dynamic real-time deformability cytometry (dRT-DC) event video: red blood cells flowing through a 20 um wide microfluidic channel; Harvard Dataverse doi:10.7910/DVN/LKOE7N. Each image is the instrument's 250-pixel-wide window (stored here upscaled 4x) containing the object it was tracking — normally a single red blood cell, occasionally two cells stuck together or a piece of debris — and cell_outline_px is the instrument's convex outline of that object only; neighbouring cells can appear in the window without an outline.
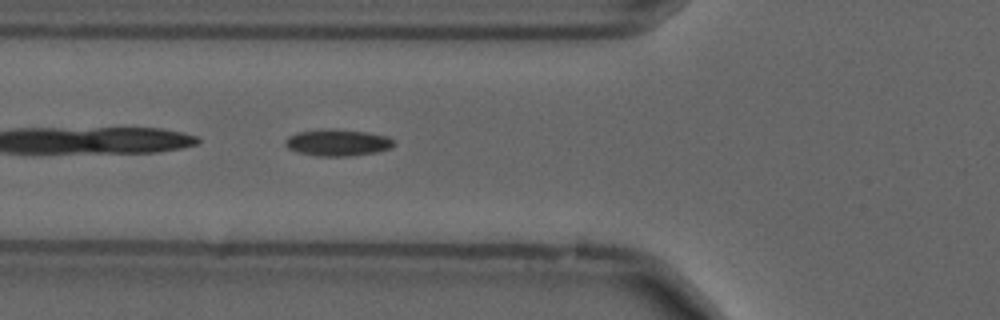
{"species": "common noctule bat (a hibernating species)", "species_latin": "Nyctalus noctula", "temperature_condition": "cold", "stored_images_in_passage": 17, "camera_frame_rate_fps": 3000, "um_per_image_px": 0.085, "animal": {"sex": "male", "forearm_length_mm": 52.5}, "frame": {"image": 1, "passage_image": 3, "time_ms": 0.667, "image_size_px": [1000, 320], "cell_outline_px": [[396, 144], [392, 148], [376, 152], [348, 156], [316, 156], [296, 152], [288, 148], [284, 144], [284, 140], [288, 136], [296, 132], [324, 128], [332, 128], [368, 132], [388, 136], [396, 140]], "centroid_in_image_um": [28.7, 12.11], "position_along_channel_um": 97.1, "area_um2": 17.34}}
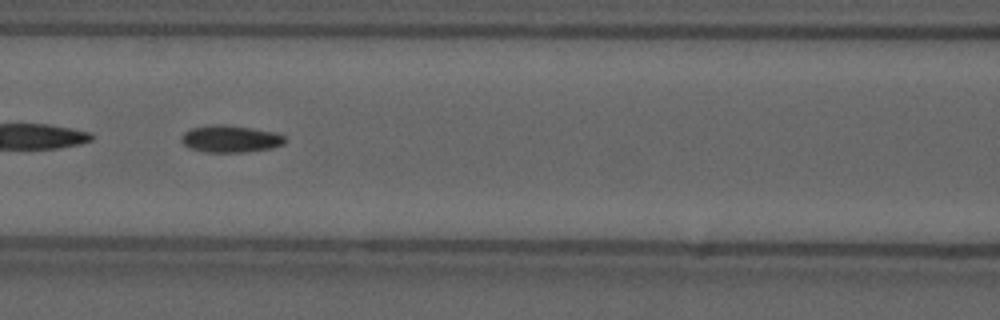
{"frame": {"image": 2, "passage_image": 7, "time_ms": 2.0, "image_size_px": [1000, 320], "cell_outline_px": [[288, 140], [284, 144], [272, 148], [244, 152], [204, 152], [188, 148], [180, 140], [184, 132], [192, 128], [216, 124], [224, 124], [252, 128], [276, 132], [284, 136]], "centroid_in_image_um": [19.61, 11.8], "position_along_channel_um": 147.0, "area_um2": 16.47}}